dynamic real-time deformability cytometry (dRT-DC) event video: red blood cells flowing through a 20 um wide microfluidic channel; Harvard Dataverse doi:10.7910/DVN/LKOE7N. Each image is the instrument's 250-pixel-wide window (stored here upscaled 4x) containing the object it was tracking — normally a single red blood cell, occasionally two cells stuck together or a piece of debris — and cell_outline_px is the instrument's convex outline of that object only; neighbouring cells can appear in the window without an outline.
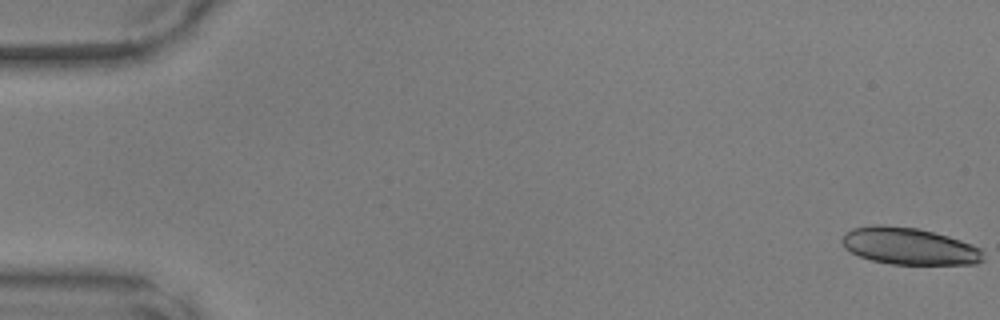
{"species": "common noctule bat (a hibernating species)", "species_latin": "Nyctalus noctula", "temperature_condition": "warm", "stored_images_in_passage": 16, "camera_frame_rate_fps": 3000, "um_per_image_px": 0.085, "animal": {"sex": "male", "body_mass_g": 17.9, "forearm_length_mm": 54.2}, "frame": {"image": 1, "passage_image": 1, "time_ms": 0.0, "image_size_px": [1000, 320], "cell_outline_px": [[984, 260], [976, 264], [892, 264], [872, 260], [860, 256], [844, 248], [840, 240], [844, 232], [852, 228], [872, 224], [884, 224], [920, 228], [948, 236], [972, 244], [980, 248], [984, 252]], "centroid_in_image_um": [77.26, 20.9], "position_along_channel_um": 7.7, "area_um2": 30.81}}